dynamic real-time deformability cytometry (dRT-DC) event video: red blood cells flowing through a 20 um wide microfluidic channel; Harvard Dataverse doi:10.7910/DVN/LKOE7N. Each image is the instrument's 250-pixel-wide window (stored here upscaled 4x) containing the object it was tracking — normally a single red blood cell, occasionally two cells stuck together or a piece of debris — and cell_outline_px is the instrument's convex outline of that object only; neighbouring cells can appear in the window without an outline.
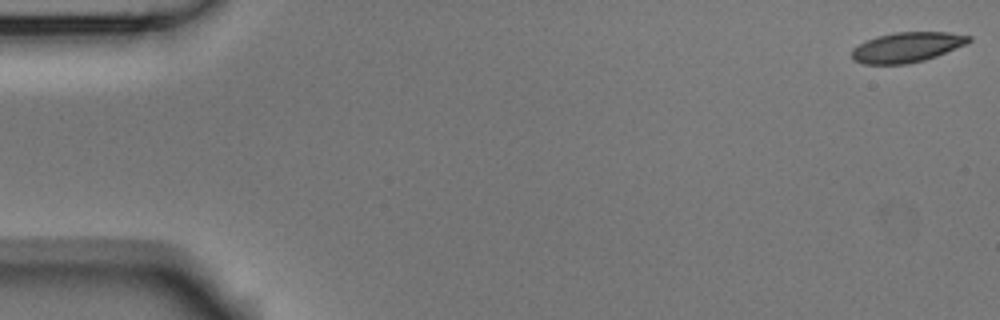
{"species": "Egyptian fruit bat (a non-hibernating species)", "species_latin": "Rousettus aegyptiacus", "temperature_condition": "room temperature", "stored_images_in_passage": 6, "camera_frame_rate_fps": 3000, "um_per_image_px": 0.085, "animal": {"sex": "male"}, "frame": {"image": 1, "passage_image": 1, "time_ms": 0.0, "image_size_px": [1000, 320], "cell_outline_px": [[972, 40], [964, 44], [936, 56], [924, 60], [908, 64], [864, 64], [852, 60], [852, 48], [876, 36], [896, 32], [948, 32], [972, 36]], "centroid_in_image_um": [77.07, 4.01], "position_along_channel_um": 7.9, "area_um2": 20.35}}
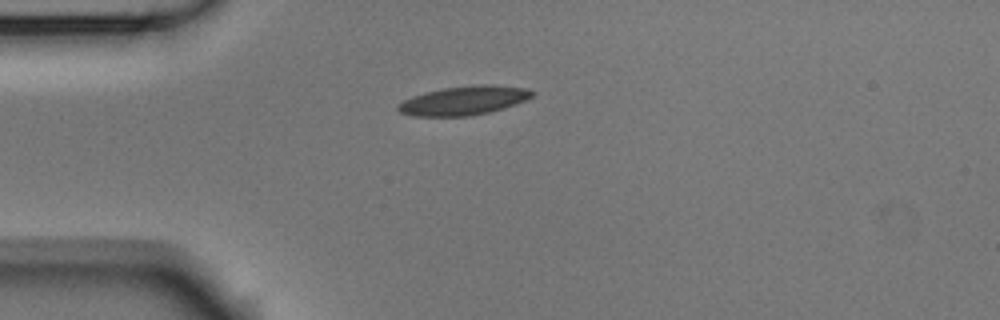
{"frame": {"image": 2, "passage_image": 5, "time_ms": 1.333, "image_size_px": [1000, 320], "cell_outline_px": [[536, 92], [532, 96], [516, 104], [504, 108], [488, 112], [468, 116], [416, 116], [400, 112], [396, 108], [396, 104], [412, 96], [444, 88], [480, 84], [492, 84], [528, 88]], "centroid_in_image_um": [39.45, 8.54], "position_along_channel_um": 45.6, "area_um2": 22.54}}
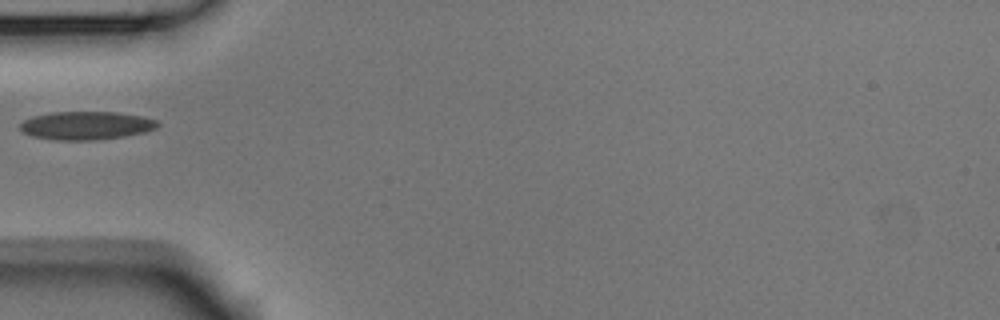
{"frame": {"image": 3, "passage_image": 6, "time_ms": 1.667, "image_size_px": [1000, 320], "cell_outline_px": [[160, 124], [156, 128], [144, 132], [124, 136], [96, 140], [52, 140], [32, 136], [24, 132], [20, 128], [20, 124], [24, 120], [32, 116], [52, 112], [116, 112], [144, 116], [156, 120]], "centroid_in_image_um": [7.33, 10.67], "position_along_channel_um": 77.7, "area_um2": 22.72}}